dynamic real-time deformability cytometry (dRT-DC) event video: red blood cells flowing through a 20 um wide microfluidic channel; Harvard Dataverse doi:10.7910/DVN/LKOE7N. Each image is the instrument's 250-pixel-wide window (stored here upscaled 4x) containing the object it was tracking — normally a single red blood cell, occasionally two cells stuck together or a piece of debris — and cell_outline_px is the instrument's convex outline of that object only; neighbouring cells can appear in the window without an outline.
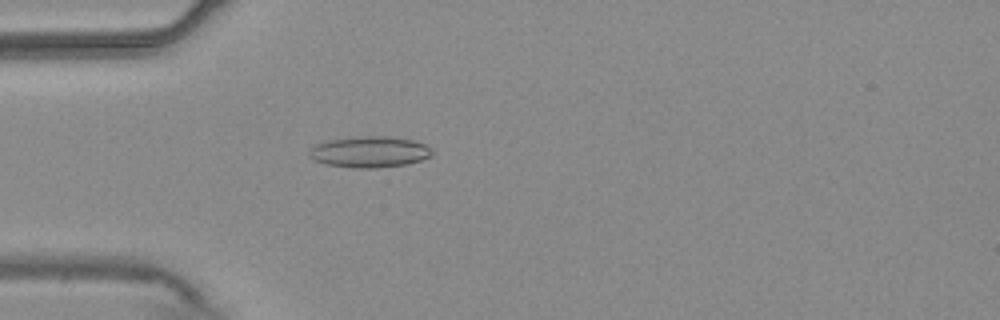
{"species": "common noctule bat (a hibernating species)", "species_latin": "Nyctalus noctula", "temperature_condition": "warm", "stored_images_in_passage": 54, "camera_frame_rate_fps": 3000, "um_per_image_px": 0.085, "animal": {"sex": "male", "body_mass_g": 20.4}, "frame": {"image": 1, "passage_image": 16, "time_ms": 5.0, "image_size_px": [1000, 320], "cell_outline_px": [[432, 156], [408, 164], [376, 168], [352, 168], [324, 164], [312, 160], [308, 156], [308, 152], [316, 144], [328, 140], [360, 136], [388, 136], [412, 140], [424, 144], [432, 148]], "centroid_in_image_um": [31.39, 12.92], "position_along_channel_um": 53.6, "area_um2": 22.48}}
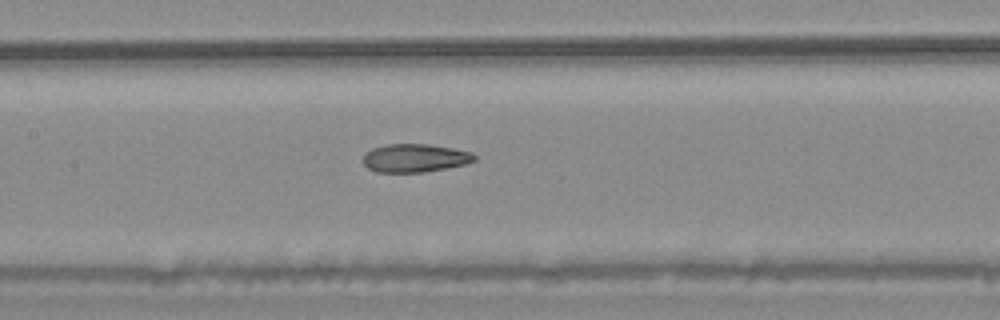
{"frame": {"image": 2, "passage_image": 26, "time_ms": 8.333, "image_size_px": [1000, 320], "cell_outline_px": [[476, 160], [464, 164], [424, 172], [376, 172], [368, 168], [364, 164], [364, 152], [372, 148], [384, 144], [428, 144], [452, 148], [472, 152], [476, 156]], "centroid_in_image_um": [35.24, 13.42], "position_along_channel_um": 172.2, "area_um2": 18.32}}
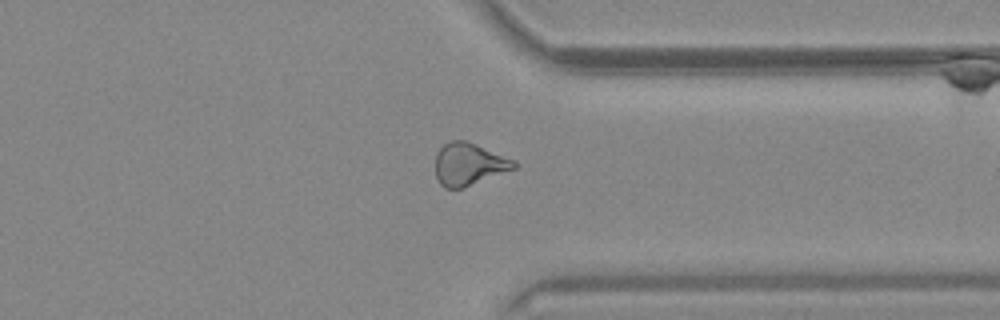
{"frame": {"image": 3, "passage_image": 42, "time_ms": 13.667, "image_size_px": [1000, 320], "cell_outline_px": [[520, 164], [516, 168], [460, 188], [444, 188], [440, 184], [436, 176], [436, 152], [444, 144], [452, 140], [464, 140], [476, 144], [516, 160]], "centroid_in_image_um": [39.87, 13.94], "position_along_channel_um": 371.5, "area_um2": 19.31}, "authors_computed_cell_mechanics": {"area_um2": 20.1144, "velocity_mm_per_s": 3.7634, "shape_relaxation_time_tau1_ms": null, "shape_relaxation_time_tau2_ms": 4.0652, "deformation_change_tau1": null, "deformation_change_tau2": 0.1226}}